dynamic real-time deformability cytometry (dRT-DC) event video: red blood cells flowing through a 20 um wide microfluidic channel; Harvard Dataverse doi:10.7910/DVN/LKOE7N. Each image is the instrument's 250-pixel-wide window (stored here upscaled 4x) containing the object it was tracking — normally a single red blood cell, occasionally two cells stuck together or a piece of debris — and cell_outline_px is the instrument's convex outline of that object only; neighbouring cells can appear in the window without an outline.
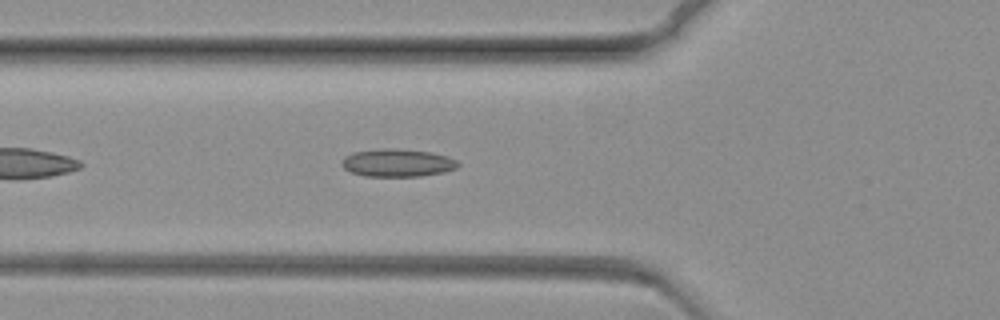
{"species": "common noctule bat (a hibernating species)", "species_latin": "Nyctalus noctula", "temperature_condition": "warm", "stored_images_in_passage": 50, "camera_frame_rate_fps": 3000, "um_per_image_px": 0.085, "animal": {"sex": "female", "body_mass_g": 19.3, "forearm_length_mm": 54.1}, "frame": {"image": 1, "passage_image": 10, "time_ms": 3.0, "image_size_px": [1000, 320], "cell_outline_px": [[460, 164], [456, 168], [444, 172], [420, 176], [364, 176], [352, 172], [344, 168], [340, 164], [344, 156], [352, 152], [380, 148], [396, 148], [432, 152], [456, 160]], "centroid_in_image_um": [33.74, 13.83], "position_along_channel_um": 92.1, "area_um2": 18.9}}
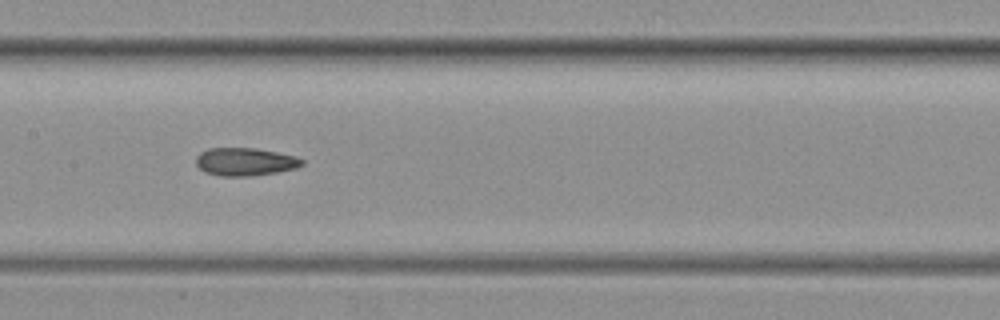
{"frame": {"image": 2, "passage_image": 20, "time_ms": 6.333, "image_size_px": [1000, 320], "cell_outline_px": [[304, 164], [296, 168], [276, 172], [252, 176], [220, 176], [204, 172], [196, 164], [196, 156], [200, 152], [208, 148], [256, 148], [296, 156], [304, 160]], "centroid_in_image_um": [20.82, 13.75], "position_along_channel_um": 186.6, "area_um2": 17.34}}
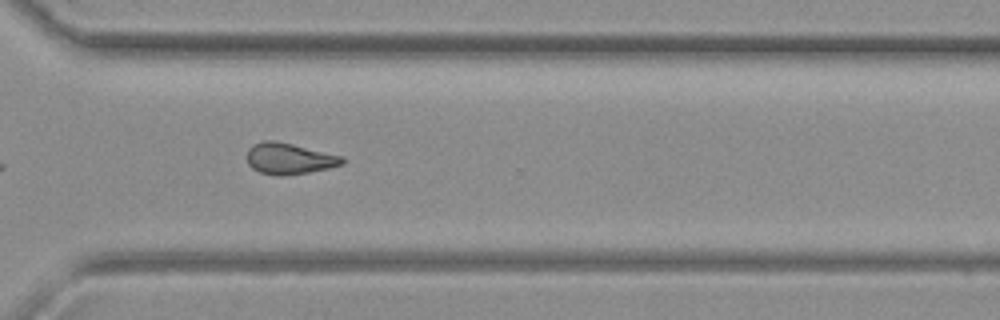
{"frame": {"image": 3, "passage_image": 37, "time_ms": 12.0, "image_size_px": [1000, 320], "cell_outline_px": [[348, 160], [344, 164], [328, 168], [308, 172], [284, 176], [276, 176], [260, 172], [252, 168], [248, 164], [248, 148], [252, 144], [264, 140], [276, 140], [344, 156]], "centroid_in_image_um": [24.61, 13.47], "position_along_channel_um": 346.0, "area_um2": 17.57}}